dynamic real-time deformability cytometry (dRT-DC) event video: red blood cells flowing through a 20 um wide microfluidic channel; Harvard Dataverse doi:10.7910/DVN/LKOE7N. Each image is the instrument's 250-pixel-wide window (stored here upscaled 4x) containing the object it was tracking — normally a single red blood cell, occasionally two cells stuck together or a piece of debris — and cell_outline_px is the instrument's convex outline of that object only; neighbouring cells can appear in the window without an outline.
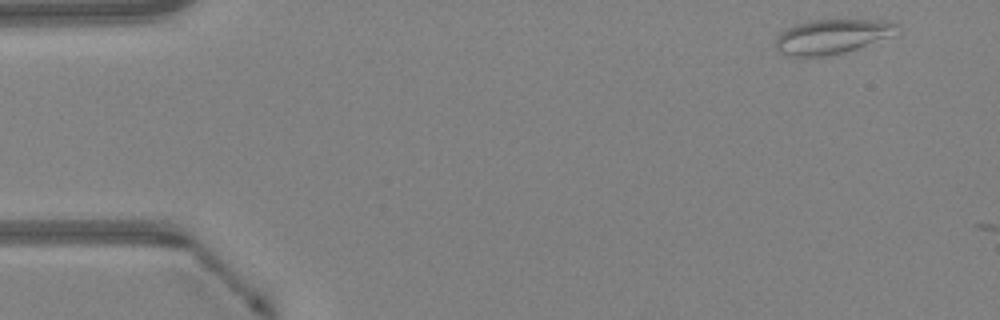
{"species": "Egyptian fruit bat (a non-hibernating species)", "species_latin": "Rousettus aegyptiacus", "temperature_condition": "warm", "stored_images_in_passage": 2, "camera_frame_rate_fps": 3000, "um_per_image_px": 0.085, "animal": {"sex": "female"}, "frame": {"image": 1, "passage_image": 1, "time_ms": 0.0, "image_size_px": [1000, 320], "cell_outline_px": [[900, 32], [856, 48], [824, 56], [792, 56], [780, 52], [776, 48], [776, 36], [780, 32], [796, 24], [812, 20], [884, 20], [900, 24]], "centroid_in_image_um": [70.73, 3.08], "position_along_channel_um": 14.3, "area_um2": 24.1}}